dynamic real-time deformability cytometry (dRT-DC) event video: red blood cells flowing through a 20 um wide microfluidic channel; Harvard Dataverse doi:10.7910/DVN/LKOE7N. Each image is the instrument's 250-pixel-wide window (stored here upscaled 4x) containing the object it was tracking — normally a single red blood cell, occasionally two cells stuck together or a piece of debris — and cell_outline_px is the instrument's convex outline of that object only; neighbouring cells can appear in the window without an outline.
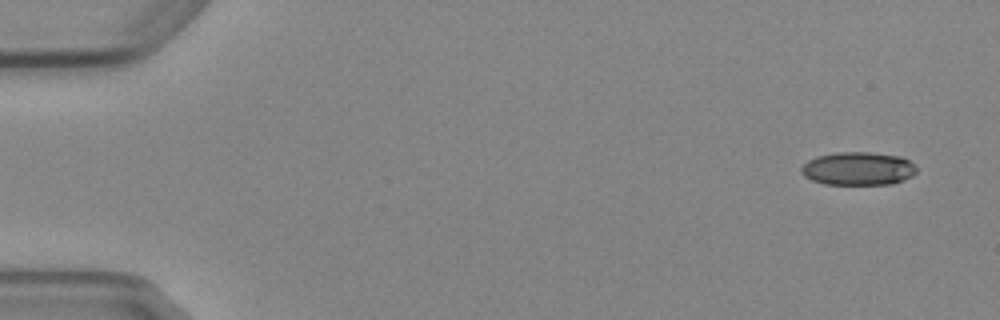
{"species": "Egyptian fruit bat (a non-hibernating species)", "species_latin": "Rousettus aegyptiacus", "temperature_condition": "cold", "stored_images_in_passage": 4, "camera_frame_rate_fps": 3000, "um_per_image_px": 0.085, "animal": {"sex": "female"}, "frame": {"image": 1, "passage_image": 1, "time_ms": 0.0, "image_size_px": [1000, 320], "cell_outline_px": [[916, 172], [912, 176], [892, 184], [824, 184], [812, 180], [804, 176], [800, 172], [800, 168], [808, 160], [816, 156], [836, 152], [868, 152], [900, 156], [908, 160], [916, 168]], "centroid_in_image_um": [72.9, 14.33], "position_along_channel_um": 12.1, "area_um2": 22.31}}
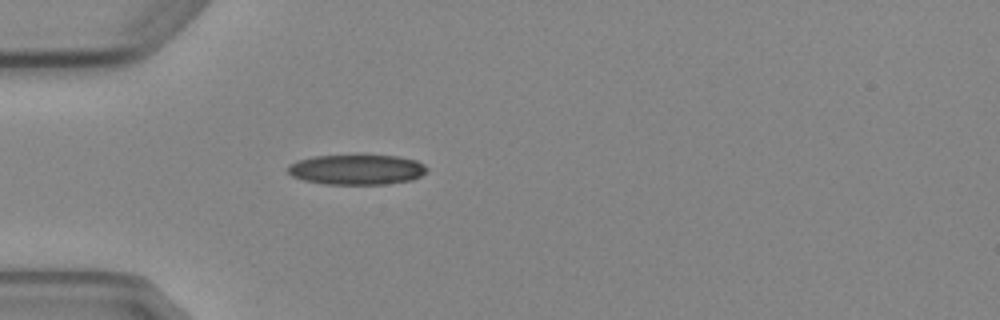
{"frame": {"image": 2, "passage_image": 4, "time_ms": 4.333, "image_size_px": [1000, 320], "cell_outline_px": [[428, 168], [420, 176], [412, 180], [384, 184], [324, 184], [304, 180], [292, 176], [288, 172], [288, 164], [312, 156], [360, 152], [396, 156], [416, 160], [424, 164]], "centroid_in_image_um": [30.31, 14.36], "position_along_channel_um": 54.7, "area_um2": 25.37}}